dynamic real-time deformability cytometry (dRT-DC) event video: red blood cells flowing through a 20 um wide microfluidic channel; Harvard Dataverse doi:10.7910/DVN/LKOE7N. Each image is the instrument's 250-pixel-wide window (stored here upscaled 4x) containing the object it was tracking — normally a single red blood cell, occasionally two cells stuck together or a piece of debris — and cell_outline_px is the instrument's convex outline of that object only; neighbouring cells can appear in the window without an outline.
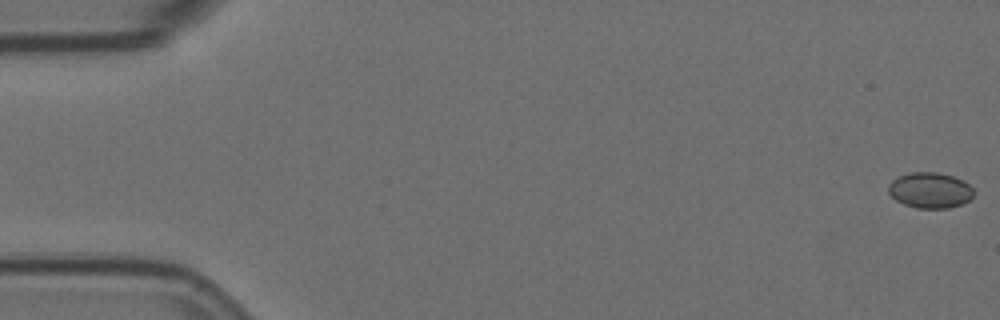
{"species": "Egyptian fruit bat (a non-hibernating species)", "species_latin": "Rousettus aegyptiacus", "temperature_condition": "room temperature", "stored_images_in_passage": 9, "camera_frame_rate_fps": 3000, "um_per_image_px": 0.085, "animal": {"sex": "female"}, "frame": {"image": 1, "passage_image": 1, "time_ms": 0.0, "image_size_px": [1000, 320], "cell_outline_px": [[972, 196], [968, 200], [960, 204], [948, 208], [916, 208], [904, 204], [896, 200], [888, 192], [888, 184], [892, 180], [900, 176], [912, 172], [936, 172], [952, 176], [964, 180], [972, 188]], "centroid_in_image_um": [79.03, 16.17], "position_along_channel_um": 6.0, "area_um2": 17.57}}
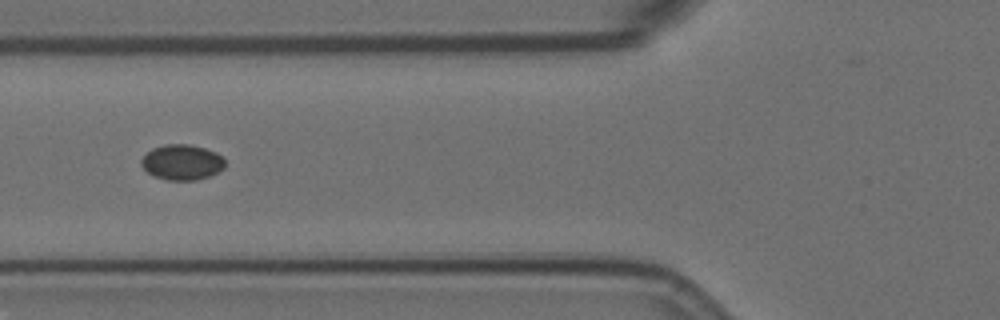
{"frame": {"image": 2, "passage_image": 7, "time_ms": 7.0, "image_size_px": [1000, 320], "cell_outline_px": [[224, 168], [208, 176], [196, 180], [168, 180], [152, 176], [140, 164], [140, 160], [152, 148], [168, 144], [188, 144], [204, 148], [216, 152], [224, 160]], "centroid_in_image_um": [15.44, 13.79], "position_along_channel_um": 110.4, "area_um2": 17.11}}
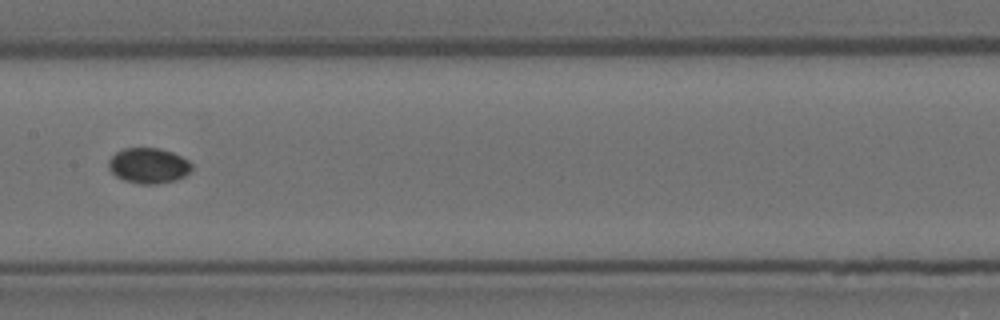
{"frame": {"image": 3, "passage_image": 9, "time_ms": 9.333, "image_size_px": [1000, 320], "cell_outline_px": [[192, 172], [176, 180], [156, 184], [140, 184], [124, 180], [116, 176], [108, 168], [108, 160], [116, 152], [124, 148], [160, 148], [172, 152], [188, 160], [192, 164]], "centroid_in_image_um": [12.64, 14.08], "position_along_channel_um": 194.8, "area_um2": 17.28}}